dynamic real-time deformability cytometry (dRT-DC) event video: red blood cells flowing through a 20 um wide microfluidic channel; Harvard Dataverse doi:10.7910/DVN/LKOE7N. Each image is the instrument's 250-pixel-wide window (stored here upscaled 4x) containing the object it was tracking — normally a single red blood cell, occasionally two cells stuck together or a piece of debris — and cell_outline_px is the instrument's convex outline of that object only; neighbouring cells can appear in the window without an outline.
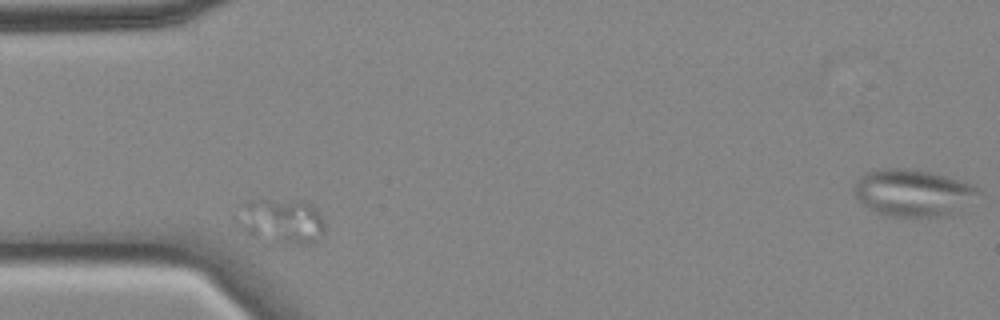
{"species": "common noctule bat (a hibernating species)", "species_latin": "Nyctalus noctula", "temperature_condition": "cold", "stored_images_in_passage": 37, "camera_frame_rate_fps": 3000, "um_per_image_px": 0.085, "animal": {"sex": "female", "body_mass_g": 18.4}, "frame": {"image": 1, "passage_image": 4, "time_ms": 1.0, "image_size_px": [1000, 320], "cell_outline_px": [[324, 236], [320, 240], [312, 244], [296, 244], [248, 236], [244, 232], [232, 216], [244, 200], [304, 200], [316, 208], [324, 224]], "centroid_in_image_um": [23.86, 18.77], "position_along_channel_um": 61.1, "area_um2": 23.58}}
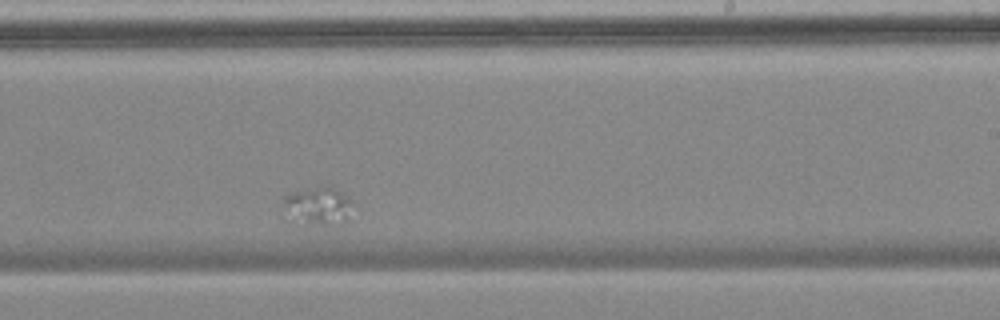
{"frame": {"image": 2, "passage_image": 25, "time_ms": 8.0, "image_size_px": [1000, 320], "cell_outline_px": [[352, 204], [348, 220], [340, 224], [292, 224], [288, 220], [284, 204], [284, 196], [324, 184], [328, 184], [348, 196], [352, 200]], "centroid_in_image_um": [27.04, 17.53], "position_along_channel_um": 262.0, "area_um2": 15.78}}
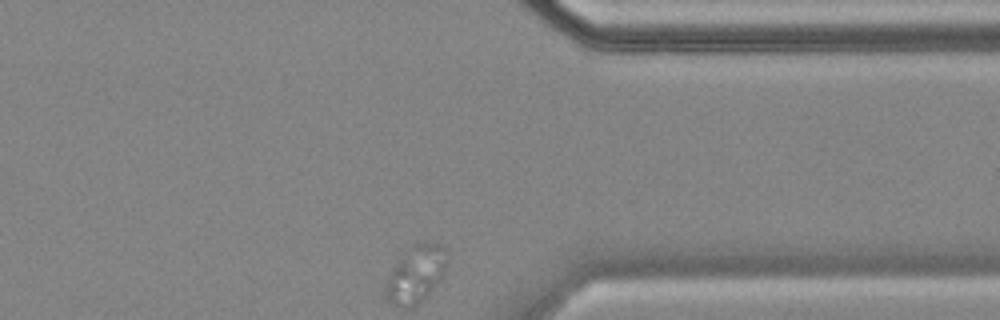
{"frame": {"image": 3, "passage_image": 37, "time_ms": 12.0, "image_size_px": [1000, 320], "cell_outline_px": [[448, 264], [432, 288], [416, 304], [392, 304], [388, 300], [384, 288], [384, 284], [392, 268], [412, 244], [440, 244], [448, 252]], "centroid_in_image_um": [35.34, 23.24], "position_along_channel_um": 376.1, "area_um2": 19.42}}